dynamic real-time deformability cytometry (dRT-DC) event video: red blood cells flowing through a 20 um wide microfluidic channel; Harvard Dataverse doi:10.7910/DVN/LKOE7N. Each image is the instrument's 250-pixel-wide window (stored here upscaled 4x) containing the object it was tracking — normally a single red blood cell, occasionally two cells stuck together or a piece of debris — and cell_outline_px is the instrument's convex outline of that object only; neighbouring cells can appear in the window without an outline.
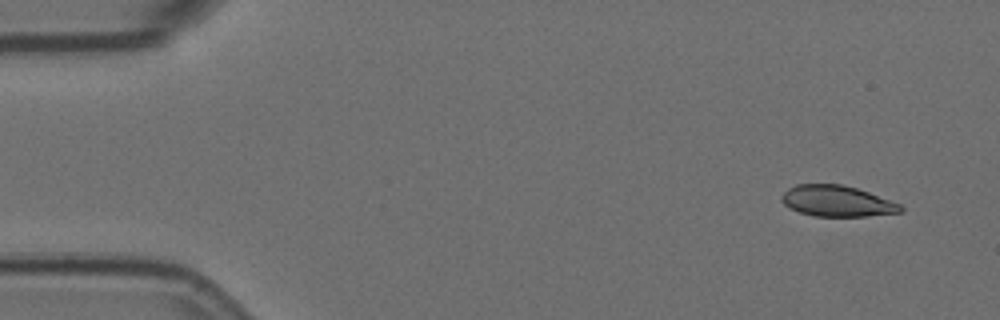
{"species": "Egyptian fruit bat (a non-hibernating species)", "species_latin": "Rousettus aegyptiacus", "temperature_condition": "room temperature", "stored_images_in_passage": 4, "camera_frame_rate_fps": 3000, "um_per_image_px": 0.085, "animal": {"sex": "female"}, "frame": {"image": 1, "passage_image": 1, "time_ms": 0.0, "image_size_px": [1000, 320], "cell_outline_px": [[904, 208], [900, 212], [868, 216], [812, 216], [788, 208], [780, 200], [780, 196], [788, 188], [796, 184], [840, 184], [856, 188], [868, 192], [900, 204]], "centroid_in_image_um": [71.09, 17.09], "position_along_channel_um": 13.9, "area_um2": 21.44}}